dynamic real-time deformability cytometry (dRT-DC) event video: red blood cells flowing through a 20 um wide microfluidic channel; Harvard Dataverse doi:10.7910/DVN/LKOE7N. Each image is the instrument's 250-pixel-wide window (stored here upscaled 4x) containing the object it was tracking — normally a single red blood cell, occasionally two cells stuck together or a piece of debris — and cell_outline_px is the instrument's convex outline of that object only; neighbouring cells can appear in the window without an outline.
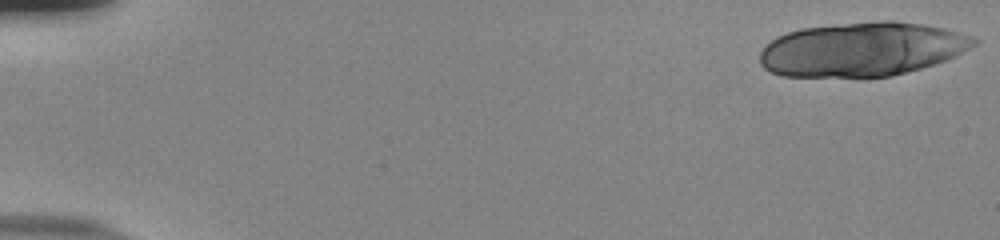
{"species": "human", "species_latin": "Homo sapiens", "temperature_condition": "room temperature", "stored_images_in_passage": 20, "camera_frame_rate_fps": 3000, "um_per_image_px": 0.085, "donor": {"sex": "male"}, "frame": {"image": 1, "passage_image": 1, "time_ms": 0.0, "image_size_px": [1000, 240], "cell_outline_px": [[980, 40], [976, 44], [944, 60], [920, 68], [892, 76], [784, 76], [772, 72], [764, 68], [760, 64], [760, 52], [764, 44], [776, 36], [800, 28], [836, 24], [880, 20], [892, 20], [924, 24], [944, 28], [972, 36]], "centroid_in_image_um": [73.23, 4.16], "position_along_channel_um": 11.8, "area_um2": 67.16}}